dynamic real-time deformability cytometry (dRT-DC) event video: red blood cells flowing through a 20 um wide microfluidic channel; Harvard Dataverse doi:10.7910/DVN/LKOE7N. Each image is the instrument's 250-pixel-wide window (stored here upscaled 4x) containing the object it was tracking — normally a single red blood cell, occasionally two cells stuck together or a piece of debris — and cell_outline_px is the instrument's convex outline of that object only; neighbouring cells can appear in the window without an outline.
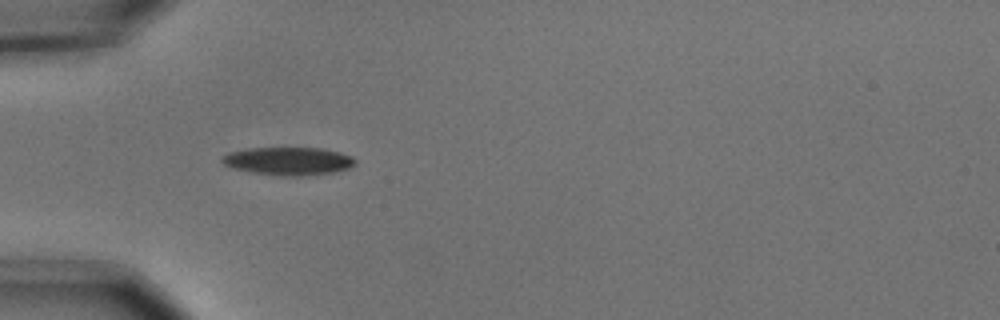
{"species": "common noctule bat (a hibernating species)", "species_latin": "Nyctalus noctula", "temperature_condition": "cold", "stored_images_in_passage": 15, "camera_frame_rate_fps": 3000, "um_per_image_px": 0.085, "animal": {"sex": "male", "body_mass_g": 15.6}, "frame": {"image": 1, "passage_image": 5, "time_ms": 1.333, "image_size_px": [1000, 320], "cell_outline_px": [[356, 164], [348, 168], [332, 172], [300, 176], [280, 176], [252, 172], [232, 168], [224, 164], [220, 160], [228, 152], [248, 148], [320, 148], [340, 152], [352, 156], [356, 160]], "centroid_in_image_um": [24.51, 13.69], "position_along_channel_um": 60.5, "area_um2": 21.68}}
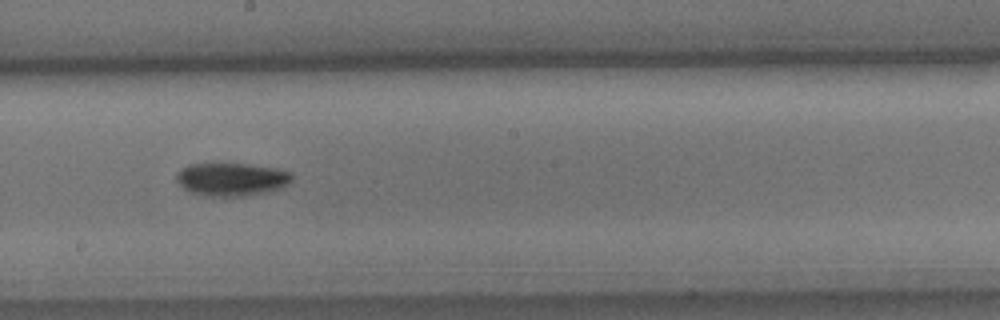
{"frame": {"image": 2, "passage_image": 9, "time_ms": 2.667, "image_size_px": [1000, 320], "cell_outline_px": [[292, 180], [288, 184], [280, 188], [268, 192], [244, 196], [204, 196], [188, 192], [176, 180], [176, 172], [180, 168], [188, 164], [248, 164], [276, 168], [292, 172]], "centroid_in_image_um": [19.67, 15.24], "position_along_channel_um": 228.5, "area_um2": 22.48}}
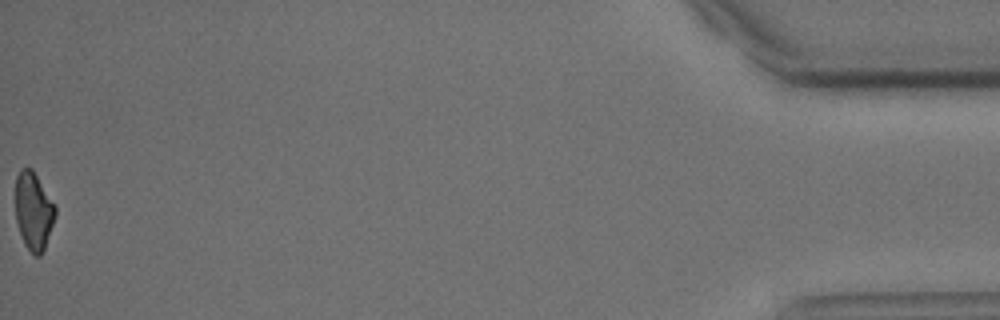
{"frame": {"image": 3, "passage_image": 15, "time_ms": 4.667, "image_size_px": [1000, 320], "cell_outline_px": [[56, 216], [44, 248], [40, 256], [36, 256], [24, 244], [20, 236], [16, 220], [16, 176], [20, 168], [32, 168], [56, 204]], "centroid_in_image_um": [2.86, 17.91], "position_along_channel_um": 432.3, "area_um2": 18.21}}